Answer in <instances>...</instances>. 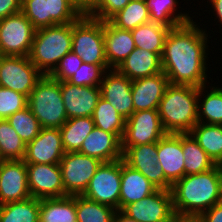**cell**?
<instances>
[{
	"mask_svg": "<svg viewBox=\"0 0 222 222\" xmlns=\"http://www.w3.org/2000/svg\"><path fill=\"white\" fill-rule=\"evenodd\" d=\"M193 21L170 28L161 56L162 71L169 84L201 87L209 84L206 28ZM208 81V82H207Z\"/></svg>",
	"mask_w": 222,
	"mask_h": 222,
	"instance_id": "6da1fadb",
	"label": "cell"
},
{
	"mask_svg": "<svg viewBox=\"0 0 222 222\" xmlns=\"http://www.w3.org/2000/svg\"><path fill=\"white\" fill-rule=\"evenodd\" d=\"M175 213L200 216L222 201V165L185 175L170 189Z\"/></svg>",
	"mask_w": 222,
	"mask_h": 222,
	"instance_id": "7a4b0ae2",
	"label": "cell"
},
{
	"mask_svg": "<svg viewBox=\"0 0 222 222\" xmlns=\"http://www.w3.org/2000/svg\"><path fill=\"white\" fill-rule=\"evenodd\" d=\"M198 87L173 85L166 87L158 112L167 133H189L198 123Z\"/></svg>",
	"mask_w": 222,
	"mask_h": 222,
	"instance_id": "3957f363",
	"label": "cell"
},
{
	"mask_svg": "<svg viewBox=\"0 0 222 222\" xmlns=\"http://www.w3.org/2000/svg\"><path fill=\"white\" fill-rule=\"evenodd\" d=\"M70 51L72 23L58 24L35 31L28 57L43 75H50Z\"/></svg>",
	"mask_w": 222,
	"mask_h": 222,
	"instance_id": "277c9868",
	"label": "cell"
},
{
	"mask_svg": "<svg viewBox=\"0 0 222 222\" xmlns=\"http://www.w3.org/2000/svg\"><path fill=\"white\" fill-rule=\"evenodd\" d=\"M27 106L37 118L41 128H60L67 120L62 100L61 81L43 75L28 96Z\"/></svg>",
	"mask_w": 222,
	"mask_h": 222,
	"instance_id": "5b68a950",
	"label": "cell"
},
{
	"mask_svg": "<svg viewBox=\"0 0 222 222\" xmlns=\"http://www.w3.org/2000/svg\"><path fill=\"white\" fill-rule=\"evenodd\" d=\"M72 51L84 63L108 64L105 57L103 21L83 14L73 22Z\"/></svg>",
	"mask_w": 222,
	"mask_h": 222,
	"instance_id": "8992f818",
	"label": "cell"
},
{
	"mask_svg": "<svg viewBox=\"0 0 222 222\" xmlns=\"http://www.w3.org/2000/svg\"><path fill=\"white\" fill-rule=\"evenodd\" d=\"M21 12L36 30L73 23L83 15L71 0H22Z\"/></svg>",
	"mask_w": 222,
	"mask_h": 222,
	"instance_id": "52a82bcc",
	"label": "cell"
},
{
	"mask_svg": "<svg viewBox=\"0 0 222 222\" xmlns=\"http://www.w3.org/2000/svg\"><path fill=\"white\" fill-rule=\"evenodd\" d=\"M121 174L122 159L102 163L82 196L120 210Z\"/></svg>",
	"mask_w": 222,
	"mask_h": 222,
	"instance_id": "ba28073f",
	"label": "cell"
},
{
	"mask_svg": "<svg viewBox=\"0 0 222 222\" xmlns=\"http://www.w3.org/2000/svg\"><path fill=\"white\" fill-rule=\"evenodd\" d=\"M35 31L21 11L0 20L1 56H29Z\"/></svg>",
	"mask_w": 222,
	"mask_h": 222,
	"instance_id": "9c48e42d",
	"label": "cell"
},
{
	"mask_svg": "<svg viewBox=\"0 0 222 222\" xmlns=\"http://www.w3.org/2000/svg\"><path fill=\"white\" fill-rule=\"evenodd\" d=\"M103 162L79 152H65L59 165L62 172L64 197L82 195Z\"/></svg>",
	"mask_w": 222,
	"mask_h": 222,
	"instance_id": "30bf717a",
	"label": "cell"
},
{
	"mask_svg": "<svg viewBox=\"0 0 222 222\" xmlns=\"http://www.w3.org/2000/svg\"><path fill=\"white\" fill-rule=\"evenodd\" d=\"M166 134L158 109L133 112L126 119L125 131L121 139L122 153L131 146L158 142Z\"/></svg>",
	"mask_w": 222,
	"mask_h": 222,
	"instance_id": "8fae6325",
	"label": "cell"
},
{
	"mask_svg": "<svg viewBox=\"0 0 222 222\" xmlns=\"http://www.w3.org/2000/svg\"><path fill=\"white\" fill-rule=\"evenodd\" d=\"M43 74L28 56L0 57V86L29 96Z\"/></svg>",
	"mask_w": 222,
	"mask_h": 222,
	"instance_id": "7c38bea8",
	"label": "cell"
},
{
	"mask_svg": "<svg viewBox=\"0 0 222 222\" xmlns=\"http://www.w3.org/2000/svg\"><path fill=\"white\" fill-rule=\"evenodd\" d=\"M157 155V142H154L128 147L122 153V159L128 166L142 173L157 189L170 190L172 185L166 180Z\"/></svg>",
	"mask_w": 222,
	"mask_h": 222,
	"instance_id": "4fadbf2b",
	"label": "cell"
},
{
	"mask_svg": "<svg viewBox=\"0 0 222 222\" xmlns=\"http://www.w3.org/2000/svg\"><path fill=\"white\" fill-rule=\"evenodd\" d=\"M122 211L137 222H169L175 214L171 191L162 189L128 204Z\"/></svg>",
	"mask_w": 222,
	"mask_h": 222,
	"instance_id": "5bb4252c",
	"label": "cell"
},
{
	"mask_svg": "<svg viewBox=\"0 0 222 222\" xmlns=\"http://www.w3.org/2000/svg\"><path fill=\"white\" fill-rule=\"evenodd\" d=\"M26 166L31 197L37 199L64 197L59 164H26Z\"/></svg>",
	"mask_w": 222,
	"mask_h": 222,
	"instance_id": "9a60e30c",
	"label": "cell"
},
{
	"mask_svg": "<svg viewBox=\"0 0 222 222\" xmlns=\"http://www.w3.org/2000/svg\"><path fill=\"white\" fill-rule=\"evenodd\" d=\"M24 160L0 161V205L30 198Z\"/></svg>",
	"mask_w": 222,
	"mask_h": 222,
	"instance_id": "2e32d148",
	"label": "cell"
},
{
	"mask_svg": "<svg viewBox=\"0 0 222 222\" xmlns=\"http://www.w3.org/2000/svg\"><path fill=\"white\" fill-rule=\"evenodd\" d=\"M65 151L59 128H41L37 137L26 144V164H59Z\"/></svg>",
	"mask_w": 222,
	"mask_h": 222,
	"instance_id": "e0dca14e",
	"label": "cell"
},
{
	"mask_svg": "<svg viewBox=\"0 0 222 222\" xmlns=\"http://www.w3.org/2000/svg\"><path fill=\"white\" fill-rule=\"evenodd\" d=\"M132 80L120 73L116 68L105 71L101 82V97L107 100L125 118L134 112L131 93Z\"/></svg>",
	"mask_w": 222,
	"mask_h": 222,
	"instance_id": "ac0fdd59",
	"label": "cell"
},
{
	"mask_svg": "<svg viewBox=\"0 0 222 222\" xmlns=\"http://www.w3.org/2000/svg\"><path fill=\"white\" fill-rule=\"evenodd\" d=\"M157 154L158 164L171 185L185 176L182 133H167L162 137L157 142Z\"/></svg>",
	"mask_w": 222,
	"mask_h": 222,
	"instance_id": "d6986e66",
	"label": "cell"
},
{
	"mask_svg": "<svg viewBox=\"0 0 222 222\" xmlns=\"http://www.w3.org/2000/svg\"><path fill=\"white\" fill-rule=\"evenodd\" d=\"M61 94L68 119L91 117L101 98L99 86H77L68 81L61 82Z\"/></svg>",
	"mask_w": 222,
	"mask_h": 222,
	"instance_id": "ffe728a7",
	"label": "cell"
},
{
	"mask_svg": "<svg viewBox=\"0 0 222 222\" xmlns=\"http://www.w3.org/2000/svg\"><path fill=\"white\" fill-rule=\"evenodd\" d=\"M168 85L169 81L164 72L133 80L131 93L134 112L158 109Z\"/></svg>",
	"mask_w": 222,
	"mask_h": 222,
	"instance_id": "44dd1931",
	"label": "cell"
},
{
	"mask_svg": "<svg viewBox=\"0 0 222 222\" xmlns=\"http://www.w3.org/2000/svg\"><path fill=\"white\" fill-rule=\"evenodd\" d=\"M103 163L122 159L121 139L115 134L94 127L78 151Z\"/></svg>",
	"mask_w": 222,
	"mask_h": 222,
	"instance_id": "7402d4cb",
	"label": "cell"
},
{
	"mask_svg": "<svg viewBox=\"0 0 222 222\" xmlns=\"http://www.w3.org/2000/svg\"><path fill=\"white\" fill-rule=\"evenodd\" d=\"M105 57L110 68L119 64L135 49L131 31L114 26L109 20L103 21Z\"/></svg>",
	"mask_w": 222,
	"mask_h": 222,
	"instance_id": "603a6c76",
	"label": "cell"
},
{
	"mask_svg": "<svg viewBox=\"0 0 222 222\" xmlns=\"http://www.w3.org/2000/svg\"><path fill=\"white\" fill-rule=\"evenodd\" d=\"M116 69L132 81L163 72L161 57L155 52L138 47Z\"/></svg>",
	"mask_w": 222,
	"mask_h": 222,
	"instance_id": "cb8c5ba5",
	"label": "cell"
},
{
	"mask_svg": "<svg viewBox=\"0 0 222 222\" xmlns=\"http://www.w3.org/2000/svg\"><path fill=\"white\" fill-rule=\"evenodd\" d=\"M156 190L142 173L128 166L122 159L120 210L128 204L141 201Z\"/></svg>",
	"mask_w": 222,
	"mask_h": 222,
	"instance_id": "d4e9b609",
	"label": "cell"
},
{
	"mask_svg": "<svg viewBox=\"0 0 222 222\" xmlns=\"http://www.w3.org/2000/svg\"><path fill=\"white\" fill-rule=\"evenodd\" d=\"M210 85L198 88V122L222 125V86Z\"/></svg>",
	"mask_w": 222,
	"mask_h": 222,
	"instance_id": "484cf974",
	"label": "cell"
},
{
	"mask_svg": "<svg viewBox=\"0 0 222 222\" xmlns=\"http://www.w3.org/2000/svg\"><path fill=\"white\" fill-rule=\"evenodd\" d=\"M39 222H77L75 195L40 199Z\"/></svg>",
	"mask_w": 222,
	"mask_h": 222,
	"instance_id": "4316f807",
	"label": "cell"
},
{
	"mask_svg": "<svg viewBox=\"0 0 222 222\" xmlns=\"http://www.w3.org/2000/svg\"><path fill=\"white\" fill-rule=\"evenodd\" d=\"M170 28L160 23L148 22L131 31L135 47L157 53L160 57Z\"/></svg>",
	"mask_w": 222,
	"mask_h": 222,
	"instance_id": "83f0119b",
	"label": "cell"
},
{
	"mask_svg": "<svg viewBox=\"0 0 222 222\" xmlns=\"http://www.w3.org/2000/svg\"><path fill=\"white\" fill-rule=\"evenodd\" d=\"M189 133L215 164L222 165V125L198 122Z\"/></svg>",
	"mask_w": 222,
	"mask_h": 222,
	"instance_id": "f1b7e54d",
	"label": "cell"
},
{
	"mask_svg": "<svg viewBox=\"0 0 222 222\" xmlns=\"http://www.w3.org/2000/svg\"><path fill=\"white\" fill-rule=\"evenodd\" d=\"M149 10L150 21L160 23L169 28L190 22L192 16L189 13L177 12V0H145Z\"/></svg>",
	"mask_w": 222,
	"mask_h": 222,
	"instance_id": "f546056e",
	"label": "cell"
},
{
	"mask_svg": "<svg viewBox=\"0 0 222 222\" xmlns=\"http://www.w3.org/2000/svg\"><path fill=\"white\" fill-rule=\"evenodd\" d=\"M95 127L92 117L68 119L60 128L62 145L65 152H78L85 138Z\"/></svg>",
	"mask_w": 222,
	"mask_h": 222,
	"instance_id": "4dcf8cb0",
	"label": "cell"
},
{
	"mask_svg": "<svg viewBox=\"0 0 222 222\" xmlns=\"http://www.w3.org/2000/svg\"><path fill=\"white\" fill-rule=\"evenodd\" d=\"M182 150L185 158V175L205 172L216 165L190 133H182Z\"/></svg>",
	"mask_w": 222,
	"mask_h": 222,
	"instance_id": "1f68e13d",
	"label": "cell"
},
{
	"mask_svg": "<svg viewBox=\"0 0 222 222\" xmlns=\"http://www.w3.org/2000/svg\"><path fill=\"white\" fill-rule=\"evenodd\" d=\"M39 215L40 199L37 198L0 205V222H39Z\"/></svg>",
	"mask_w": 222,
	"mask_h": 222,
	"instance_id": "d6a6232c",
	"label": "cell"
},
{
	"mask_svg": "<svg viewBox=\"0 0 222 222\" xmlns=\"http://www.w3.org/2000/svg\"><path fill=\"white\" fill-rule=\"evenodd\" d=\"M91 117L95 127L110 133H115L122 139L126 119L107 100L102 97L98 100Z\"/></svg>",
	"mask_w": 222,
	"mask_h": 222,
	"instance_id": "836d02e7",
	"label": "cell"
},
{
	"mask_svg": "<svg viewBox=\"0 0 222 222\" xmlns=\"http://www.w3.org/2000/svg\"><path fill=\"white\" fill-rule=\"evenodd\" d=\"M109 21L118 28L132 31L139 25L150 22L149 10L145 1H130Z\"/></svg>",
	"mask_w": 222,
	"mask_h": 222,
	"instance_id": "e575fe53",
	"label": "cell"
},
{
	"mask_svg": "<svg viewBox=\"0 0 222 222\" xmlns=\"http://www.w3.org/2000/svg\"><path fill=\"white\" fill-rule=\"evenodd\" d=\"M75 207L77 222H112L117 211L82 195H75Z\"/></svg>",
	"mask_w": 222,
	"mask_h": 222,
	"instance_id": "d590c367",
	"label": "cell"
},
{
	"mask_svg": "<svg viewBox=\"0 0 222 222\" xmlns=\"http://www.w3.org/2000/svg\"><path fill=\"white\" fill-rule=\"evenodd\" d=\"M26 144L10 125L7 119H0L1 160H23Z\"/></svg>",
	"mask_w": 222,
	"mask_h": 222,
	"instance_id": "8d00e7d4",
	"label": "cell"
},
{
	"mask_svg": "<svg viewBox=\"0 0 222 222\" xmlns=\"http://www.w3.org/2000/svg\"><path fill=\"white\" fill-rule=\"evenodd\" d=\"M7 121L15 129L25 144L34 140L41 130L37 118L27 106L7 118Z\"/></svg>",
	"mask_w": 222,
	"mask_h": 222,
	"instance_id": "74e56055",
	"label": "cell"
},
{
	"mask_svg": "<svg viewBox=\"0 0 222 222\" xmlns=\"http://www.w3.org/2000/svg\"><path fill=\"white\" fill-rule=\"evenodd\" d=\"M108 64H90L82 62L79 69L67 80L77 86H100Z\"/></svg>",
	"mask_w": 222,
	"mask_h": 222,
	"instance_id": "f35d334b",
	"label": "cell"
},
{
	"mask_svg": "<svg viewBox=\"0 0 222 222\" xmlns=\"http://www.w3.org/2000/svg\"><path fill=\"white\" fill-rule=\"evenodd\" d=\"M28 97L20 92L0 86V119H7L12 114L27 107Z\"/></svg>",
	"mask_w": 222,
	"mask_h": 222,
	"instance_id": "ab89813d",
	"label": "cell"
},
{
	"mask_svg": "<svg viewBox=\"0 0 222 222\" xmlns=\"http://www.w3.org/2000/svg\"><path fill=\"white\" fill-rule=\"evenodd\" d=\"M129 2L130 0H97L95 6L86 15L100 21H108Z\"/></svg>",
	"mask_w": 222,
	"mask_h": 222,
	"instance_id": "60d3db41",
	"label": "cell"
},
{
	"mask_svg": "<svg viewBox=\"0 0 222 222\" xmlns=\"http://www.w3.org/2000/svg\"><path fill=\"white\" fill-rule=\"evenodd\" d=\"M82 59L73 51L64 55L58 66L50 74L52 78L58 81H67L81 66Z\"/></svg>",
	"mask_w": 222,
	"mask_h": 222,
	"instance_id": "b9f144b4",
	"label": "cell"
},
{
	"mask_svg": "<svg viewBox=\"0 0 222 222\" xmlns=\"http://www.w3.org/2000/svg\"><path fill=\"white\" fill-rule=\"evenodd\" d=\"M22 0H0V20L21 11Z\"/></svg>",
	"mask_w": 222,
	"mask_h": 222,
	"instance_id": "7bdbcfd3",
	"label": "cell"
},
{
	"mask_svg": "<svg viewBox=\"0 0 222 222\" xmlns=\"http://www.w3.org/2000/svg\"><path fill=\"white\" fill-rule=\"evenodd\" d=\"M199 217L201 222H222V201L203 212Z\"/></svg>",
	"mask_w": 222,
	"mask_h": 222,
	"instance_id": "ee69618b",
	"label": "cell"
},
{
	"mask_svg": "<svg viewBox=\"0 0 222 222\" xmlns=\"http://www.w3.org/2000/svg\"><path fill=\"white\" fill-rule=\"evenodd\" d=\"M82 14H87L96 4L97 0H71Z\"/></svg>",
	"mask_w": 222,
	"mask_h": 222,
	"instance_id": "f6af8a7d",
	"label": "cell"
},
{
	"mask_svg": "<svg viewBox=\"0 0 222 222\" xmlns=\"http://www.w3.org/2000/svg\"><path fill=\"white\" fill-rule=\"evenodd\" d=\"M208 2L212 7L213 16H215L216 20L218 19L217 22L222 26V0H207Z\"/></svg>",
	"mask_w": 222,
	"mask_h": 222,
	"instance_id": "bcb514c9",
	"label": "cell"
},
{
	"mask_svg": "<svg viewBox=\"0 0 222 222\" xmlns=\"http://www.w3.org/2000/svg\"><path fill=\"white\" fill-rule=\"evenodd\" d=\"M169 222H201V219L197 215H183L175 213Z\"/></svg>",
	"mask_w": 222,
	"mask_h": 222,
	"instance_id": "7dc6e473",
	"label": "cell"
},
{
	"mask_svg": "<svg viewBox=\"0 0 222 222\" xmlns=\"http://www.w3.org/2000/svg\"><path fill=\"white\" fill-rule=\"evenodd\" d=\"M112 222H137V221L127 216L122 210H117Z\"/></svg>",
	"mask_w": 222,
	"mask_h": 222,
	"instance_id": "c3c4849f",
	"label": "cell"
}]
</instances>
